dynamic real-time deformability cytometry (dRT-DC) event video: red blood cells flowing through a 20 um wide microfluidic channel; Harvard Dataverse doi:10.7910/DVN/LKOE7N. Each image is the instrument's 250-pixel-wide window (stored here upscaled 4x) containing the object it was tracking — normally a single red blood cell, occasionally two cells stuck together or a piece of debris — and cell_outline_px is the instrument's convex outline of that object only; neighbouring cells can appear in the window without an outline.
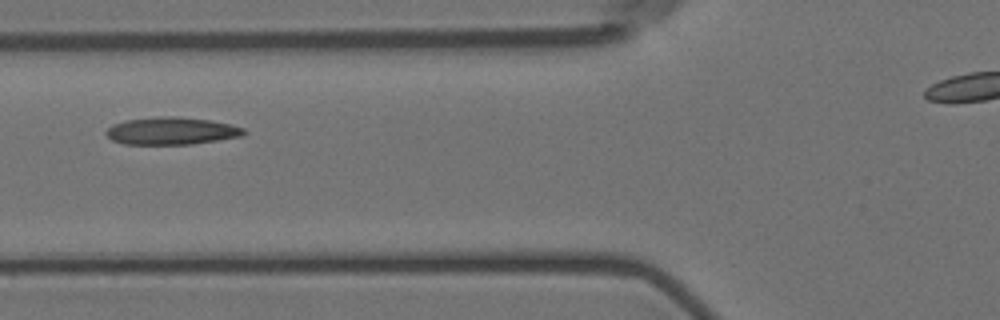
{"species": "Egyptian fruit bat (a non-hibernating species)", "species_latin": "Rousettus aegyptiacus", "temperature_condition": "room temperature", "stored_images_in_passage": 5, "camera_frame_rate_fps": 3000, "um_per_image_px": 0.085, "animal": {"sex": "female"}, "frame": {"image": 1, "passage_image": 4, "time_ms": 3.667, "image_size_px": [1000, 320], "cell_outline_px": [[248, 132], [240, 136], [192, 144], [124, 144], [112, 140], [104, 132], [112, 124], [128, 120], [160, 116], [180, 116], [208, 120], [228, 124], [244, 128]], "centroid_in_image_um": [14.55, 11.12], "position_along_channel_um": 111.2, "area_um2": 21.85}}
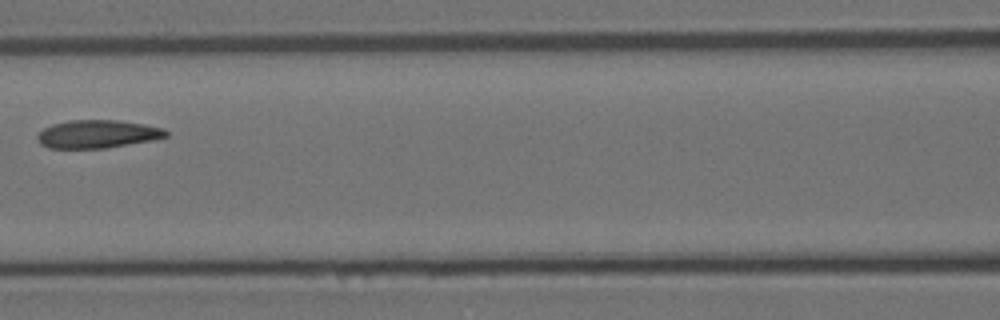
{"frame": {"image": 2, "passage_image": 5, "time_ms": 5.0, "image_size_px": [1000, 320], "cell_outline_px": [[168, 136], [152, 140], [108, 148], [48, 148], [40, 144], [36, 136], [44, 128], [52, 124], [68, 120], [120, 120], [144, 124], [164, 128], [168, 132]], "centroid_in_image_um": [8.29, 11.39], "position_along_channel_um": 158.3, "area_um2": 21.15}}